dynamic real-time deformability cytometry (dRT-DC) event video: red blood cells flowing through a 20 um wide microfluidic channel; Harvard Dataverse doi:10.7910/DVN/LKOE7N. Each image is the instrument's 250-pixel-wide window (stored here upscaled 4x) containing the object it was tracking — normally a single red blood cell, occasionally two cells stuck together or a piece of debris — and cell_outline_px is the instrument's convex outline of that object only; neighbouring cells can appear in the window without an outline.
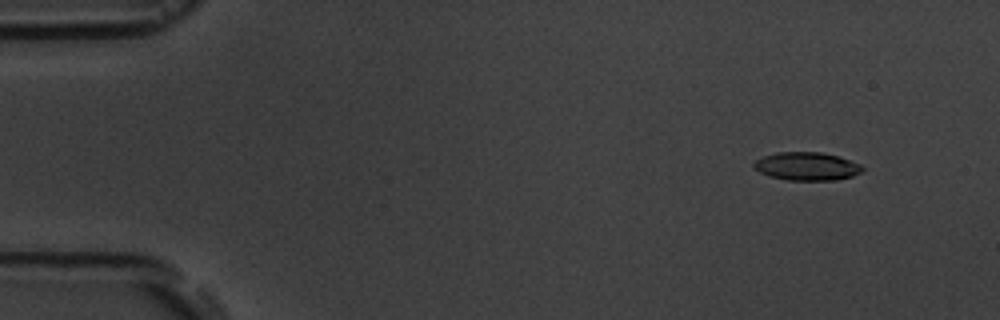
{"species": "common noctule bat (a hibernating species)", "species_latin": "Nyctalus noctula", "temperature_condition": "room temperature", "stored_images_in_passage": 5, "segment_of_instrument_passage": [2, 2], "camera_frame_rate_fps": 3000, "um_per_image_px": 0.085, "animal": {"sex": "male", "body_mass_g": 19.5, "forearm_length_mm": 54.6}, "frame": {"image": 1, "passage_image": 5, "time_ms": 6.0, "image_size_px": [1000, 320], "cell_outline_px": [[864, 168], [860, 172], [852, 176], [836, 180], [788, 180], [768, 176], [760, 172], [752, 164], [756, 160], [764, 156], [776, 152], [820, 152], [840, 156], [860, 164]], "centroid_in_image_um": [68.58, 14.13], "position_along_channel_um": 16.4, "area_um2": 17.8}}